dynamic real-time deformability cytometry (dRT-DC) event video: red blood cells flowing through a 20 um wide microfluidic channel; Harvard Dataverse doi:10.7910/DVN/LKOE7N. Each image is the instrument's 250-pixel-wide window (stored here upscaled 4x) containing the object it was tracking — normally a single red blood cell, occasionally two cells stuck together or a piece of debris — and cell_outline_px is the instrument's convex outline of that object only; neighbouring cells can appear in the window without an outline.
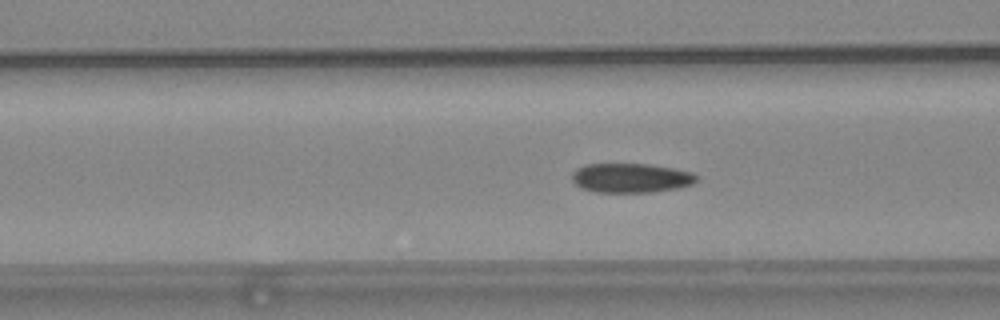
{"species": "common noctule bat (a hibernating species)", "species_latin": "Nyctalus noctula", "temperature_condition": "warm", "stored_images_in_passage": 56, "camera_frame_rate_fps": 3000, "um_per_image_px": 0.085, "animal": {"sex": "female", "body_mass_g": 24.6, "forearm_length_mm": 56.2}, "frame": {"image": 1, "passage_image": 22, "time_ms": 7.0, "image_size_px": [1000, 320], "cell_outline_px": [[696, 180], [692, 184], [676, 188], [652, 192], [596, 192], [580, 188], [572, 180], [572, 172], [576, 168], [588, 164], [648, 164], [672, 168], [692, 172], [696, 176]], "centroid_in_image_um": [53.58, 15.12], "position_along_channel_um": 113.0, "area_um2": 21.21}}
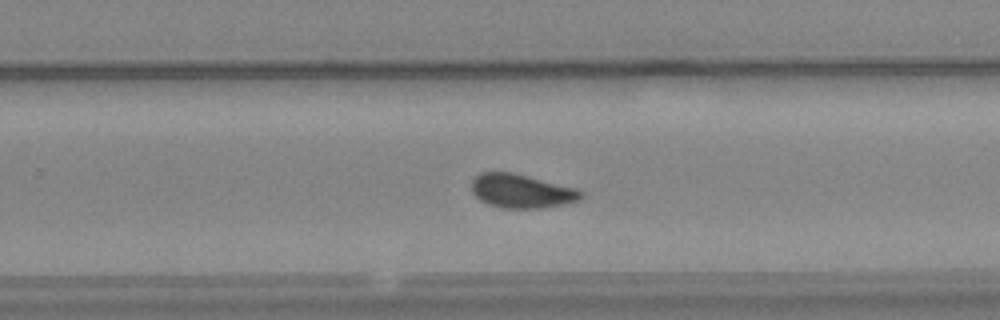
{"frame": {"image": 2, "passage_image": 36, "time_ms": 11.667, "image_size_px": [1000, 320], "cell_outline_px": [[584, 196], [580, 200], [564, 204], [544, 208], [500, 208], [488, 204], [480, 200], [472, 192], [472, 180], [480, 172], [512, 172], [576, 188], [584, 192]], "centroid_in_image_um": [44.34, 16.25], "position_along_channel_um": 285.5, "area_um2": 21.68}}
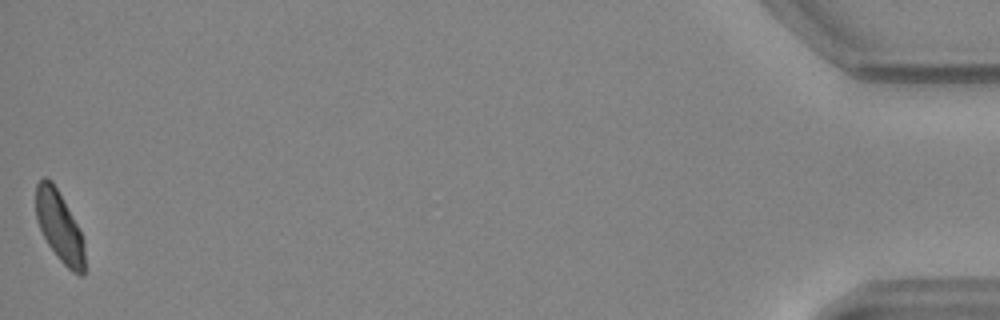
{"frame": {"image": 3, "passage_image": 56, "time_ms": 18.333, "image_size_px": [1000, 320], "cell_outline_px": [[84, 276], [80, 276], [72, 272], [60, 260], [48, 244], [36, 220], [36, 184], [44, 176], [52, 180], [76, 224], [84, 240]], "centroid_in_image_um": [5.04, 19.27], "position_along_channel_um": 430.2, "area_um2": 19.71}, "authors_computed_cell_mechanics": {"area_um2": 21.2704, "velocity_mm_per_s": 3.7077, "shape_relaxation_time_tau1_ms": 5.7447, "shape_relaxation_time_tau2_ms": 2.6314, "deformation_change_tau1": 0.1294, "deformation_change_tau2": 0.0542}}